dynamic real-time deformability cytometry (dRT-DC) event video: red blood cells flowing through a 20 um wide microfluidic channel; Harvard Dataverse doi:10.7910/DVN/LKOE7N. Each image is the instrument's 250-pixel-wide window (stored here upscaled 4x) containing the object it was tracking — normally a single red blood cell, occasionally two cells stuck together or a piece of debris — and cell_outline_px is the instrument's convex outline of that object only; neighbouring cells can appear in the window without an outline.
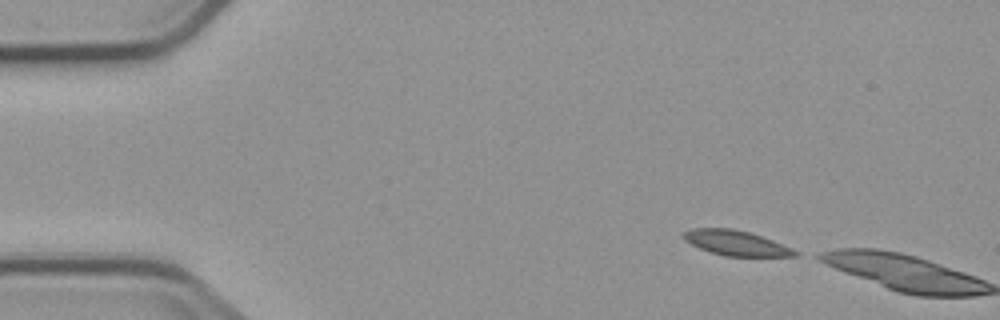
{"species": "common noctule bat (a hibernating species)", "species_latin": "Nyctalus noctula", "temperature_condition": "cold", "stored_images_in_passage": 2, "camera_frame_rate_fps": 3000, "um_per_image_px": 0.085, "animal": {"sex": "male", "body_mass_g": 23.1, "forearm_length_mm": 52.7}, "frame": {"image": 1, "passage_image": 1, "time_ms": 0.0, "image_size_px": [1000, 320], "cell_outline_px": [[800, 256], [724, 256], [700, 248], [684, 240], [680, 236], [684, 232], [692, 228], [732, 228], [748, 232], [772, 240], [792, 248], [800, 252]], "centroid_in_image_um": [62.56, 20.65], "position_along_channel_um": 22.4, "area_um2": 16.18}}